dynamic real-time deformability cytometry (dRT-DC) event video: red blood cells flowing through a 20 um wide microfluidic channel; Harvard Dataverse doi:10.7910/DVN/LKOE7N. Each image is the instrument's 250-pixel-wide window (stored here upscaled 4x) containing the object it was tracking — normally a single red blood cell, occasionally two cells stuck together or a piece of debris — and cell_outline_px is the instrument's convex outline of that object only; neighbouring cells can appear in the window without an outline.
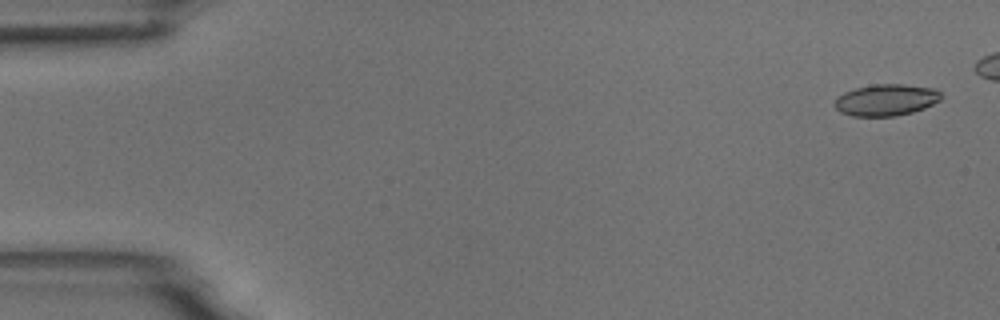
{"species": "common noctule bat (a hibernating species)", "species_latin": "Nyctalus noctula", "temperature_condition": "room temperature", "stored_images_in_passage": 6, "camera_frame_rate_fps": 3000, "um_per_image_px": 0.085, "animal": {"sex": "male", "body_mass_g": 18.8}, "frame": {"image": 1, "passage_image": 1, "time_ms": 0.0, "image_size_px": [1000, 320], "cell_outline_px": [[944, 96], [940, 100], [924, 108], [912, 112], [896, 116], [852, 116], [840, 112], [832, 104], [836, 96], [844, 92], [856, 88], [872, 84], [904, 84], [936, 88]], "centroid_in_image_um": [75.3, 8.49], "position_along_channel_um": 9.7, "area_um2": 19.88}}
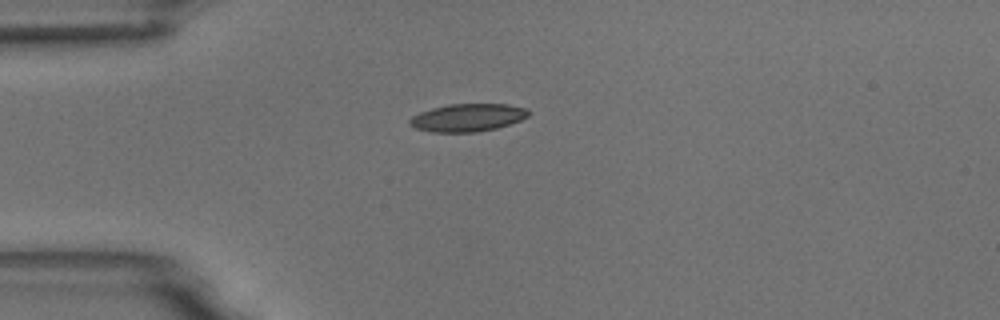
{"frame": {"image": 2, "passage_image": 6, "time_ms": 6.0, "image_size_px": [1000, 320], "cell_outline_px": [[532, 112], [528, 116], [520, 120], [496, 128], [476, 132], [432, 132], [416, 128], [408, 124], [408, 120], [412, 116], [420, 112], [432, 108], [448, 104], [508, 104], [528, 108]], "centroid_in_image_um": [39.76, 9.99], "position_along_channel_um": 45.2, "area_um2": 19.31}}